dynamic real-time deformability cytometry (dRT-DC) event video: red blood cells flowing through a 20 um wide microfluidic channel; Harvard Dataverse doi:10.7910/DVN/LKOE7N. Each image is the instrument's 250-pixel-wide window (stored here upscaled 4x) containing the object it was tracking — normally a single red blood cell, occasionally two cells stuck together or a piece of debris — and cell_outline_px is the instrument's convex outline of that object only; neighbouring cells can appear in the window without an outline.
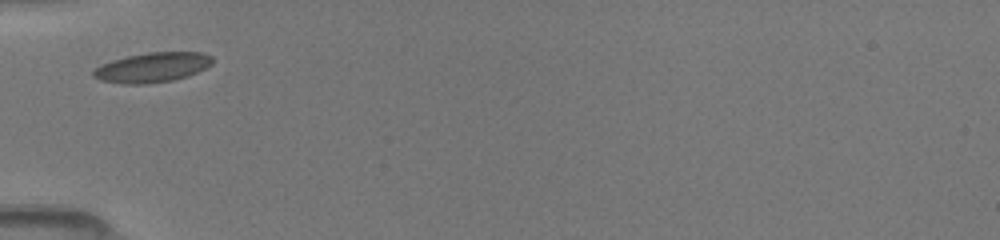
{"species": "common noctule bat (a hibernating species)", "species_latin": "Nyctalus noctula", "temperature_condition": "room temperature", "stored_images_in_passage": 2, "camera_frame_rate_fps": 3000, "um_per_image_px": 0.085, "animal": {"sex": "female", "body_mass_g": 19.5, "forearm_length_mm": 54.1}, "frame": {"image": 1, "passage_image": 1, "time_ms": 0.0, "image_size_px": [1000, 240], "cell_outline_px": [[212, 64], [188, 76], [172, 80], [148, 84], [120, 84], [100, 80], [92, 76], [92, 72], [100, 64], [112, 60], [128, 56], [148, 52], [200, 52], [212, 56]], "centroid_in_image_um": [12.91, 5.73], "position_along_channel_um": 72.1, "area_um2": 20.69}}